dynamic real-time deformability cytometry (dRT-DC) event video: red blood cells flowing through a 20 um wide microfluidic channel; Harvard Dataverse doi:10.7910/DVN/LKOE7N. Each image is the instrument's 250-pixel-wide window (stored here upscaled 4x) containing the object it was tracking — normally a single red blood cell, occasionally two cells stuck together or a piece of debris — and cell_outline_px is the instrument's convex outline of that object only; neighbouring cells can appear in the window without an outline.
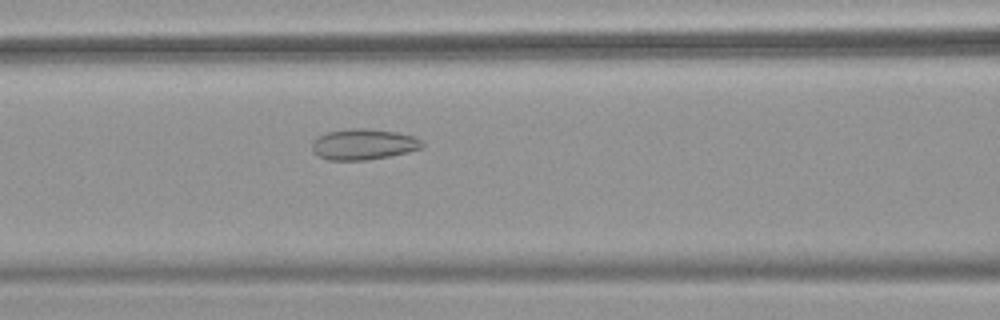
{"species": "common noctule bat (a hibernating species)", "species_latin": "Nyctalus noctula", "temperature_condition": "warm", "stored_images_in_passage": 53, "camera_frame_rate_fps": 3000, "um_per_image_px": 0.085, "animal": {"sex": "female", "body_mass_g": 18.4}, "frame": {"image": 1, "passage_image": 23, "time_ms": 7.333, "image_size_px": [1000, 320], "cell_outline_px": [[424, 144], [420, 148], [408, 152], [368, 160], [328, 160], [312, 152], [312, 140], [328, 132], [352, 128], [364, 128], [396, 132], [412, 136], [420, 140]], "centroid_in_image_um": [30.86, 12.27], "position_along_channel_um": 135.7, "area_um2": 19.59}}
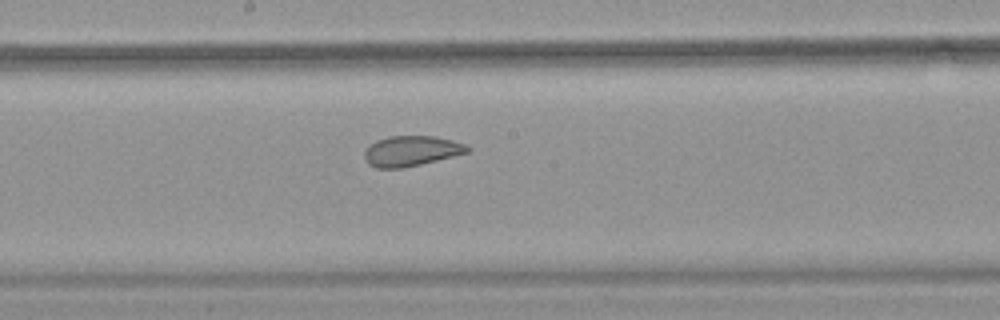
{"frame": {"image": 2, "passage_image": 29, "time_ms": 9.333, "image_size_px": [1000, 320], "cell_outline_px": [[472, 148], [468, 152], [404, 168], [376, 168], [368, 164], [364, 160], [364, 152], [376, 140], [388, 136], [436, 136], [452, 140], [464, 144]], "centroid_in_image_um": [34.94, 12.83], "position_along_channel_um": 213.3, "area_um2": 18.09}}
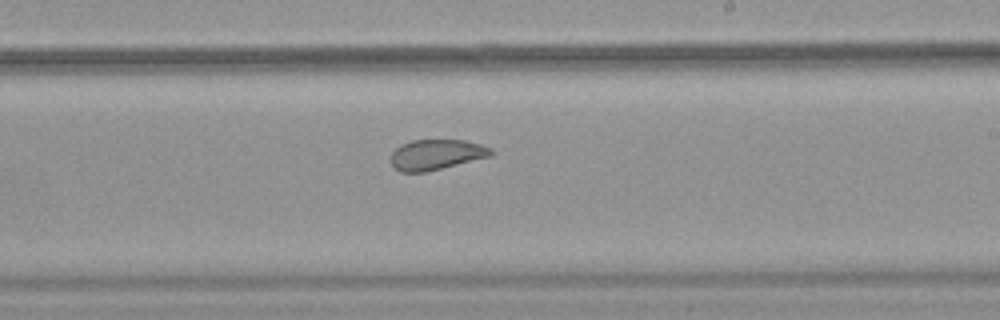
{"frame": {"image": 3, "passage_image": 32, "time_ms": 10.333, "image_size_px": [1000, 320], "cell_outline_px": [[496, 152], [492, 156], [428, 172], [400, 172], [392, 168], [392, 152], [400, 144], [412, 140], [464, 140], [480, 144], [492, 148]], "centroid_in_image_um": [37.11, 13.15], "position_along_channel_um": 251.9, "area_um2": 18.03}, "authors_computed_cell_mechanics": {"area_um2": 23.5246, "velocity_mm_per_s": 3.895, "shape_relaxation_time_tau1_ms": null, "shape_relaxation_time_tau2_ms": 1.3986, "deformation_change_tau1": null, "deformation_change_tau2": 0.0619}}